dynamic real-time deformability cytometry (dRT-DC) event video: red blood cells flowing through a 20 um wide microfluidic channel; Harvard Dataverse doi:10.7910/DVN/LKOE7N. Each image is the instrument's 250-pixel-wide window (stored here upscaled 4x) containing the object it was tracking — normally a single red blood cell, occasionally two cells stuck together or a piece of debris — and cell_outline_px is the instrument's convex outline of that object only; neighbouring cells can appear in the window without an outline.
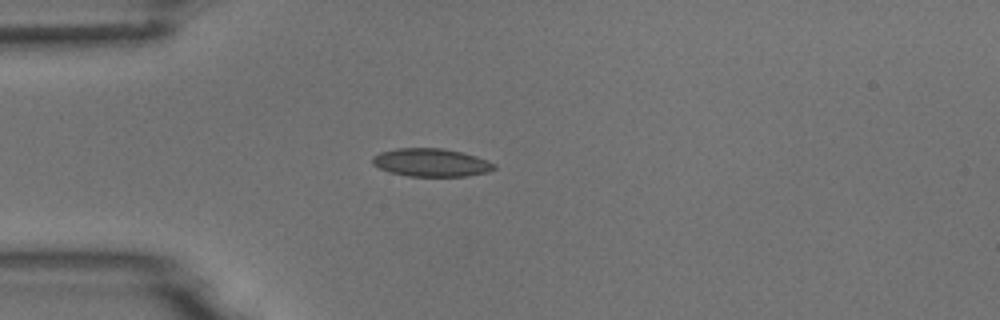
{"species": "common noctule bat (a hibernating species)", "species_latin": "Nyctalus noctula", "temperature_condition": "room temperature", "stored_images_in_passage": 4, "camera_frame_rate_fps": 3000, "um_per_image_px": 0.085, "animal": {"sex": "male", "body_mass_g": 18.8}, "frame": {"image": 1, "passage_image": 3, "time_ms": 2.333, "image_size_px": [1000, 320], "cell_outline_px": [[496, 168], [488, 172], [468, 176], [408, 176], [392, 172], [380, 168], [372, 164], [372, 156], [380, 152], [396, 148], [444, 148], [476, 156], [488, 160], [496, 164]], "centroid_in_image_um": [36.66, 13.81], "position_along_channel_um": 48.3, "area_um2": 19.94}}